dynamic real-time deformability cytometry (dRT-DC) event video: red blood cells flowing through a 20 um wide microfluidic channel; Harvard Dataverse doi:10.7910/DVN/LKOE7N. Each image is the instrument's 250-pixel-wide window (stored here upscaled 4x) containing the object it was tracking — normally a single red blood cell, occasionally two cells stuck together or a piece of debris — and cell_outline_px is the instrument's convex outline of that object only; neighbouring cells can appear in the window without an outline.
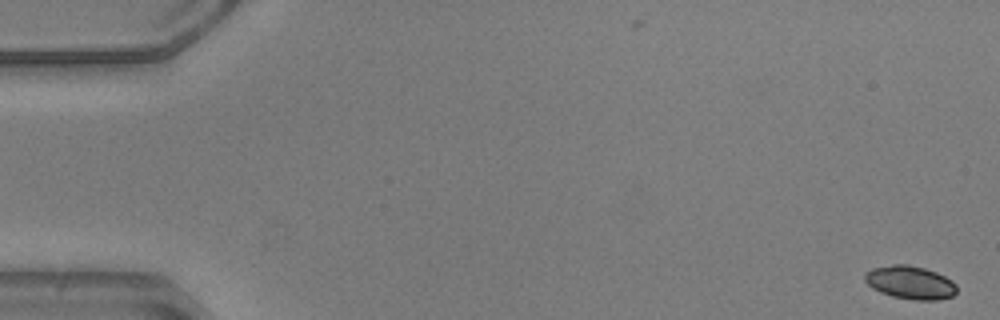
{"species": "common noctule bat (a hibernating species)", "species_latin": "Nyctalus noctula", "temperature_condition": "warm", "stored_images_in_passage": 14, "camera_frame_rate_fps": 3000, "um_per_image_px": 0.085, "animal": {"sex": "male", "body_mass_g": 20.5, "forearm_length_mm": 52.5}, "frame": {"image": 1, "passage_image": 1, "time_ms": 0.0, "image_size_px": [1000, 320], "cell_outline_px": [[956, 292], [952, 296], [936, 300], [912, 300], [892, 296], [880, 292], [872, 288], [864, 280], [864, 272], [872, 268], [892, 264], [908, 264], [924, 268], [936, 272], [952, 280], [956, 284]], "centroid_in_image_um": [77.34, 24.0], "position_along_channel_um": 7.7, "area_um2": 17.92}}
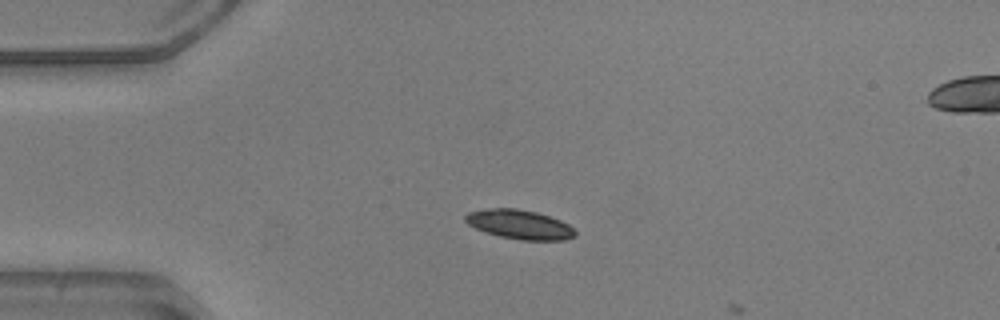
{"frame": {"image": 2, "passage_image": 13, "time_ms": 4.0, "image_size_px": [1000, 320], "cell_outline_px": [[576, 236], [564, 240], [520, 240], [500, 236], [484, 232], [468, 224], [464, 220], [464, 216], [468, 212], [492, 208], [516, 208], [536, 212], [560, 220], [568, 224], [576, 232]], "centroid_in_image_um": [44.15, 19.08], "position_along_channel_um": 40.8, "area_um2": 18.67}}